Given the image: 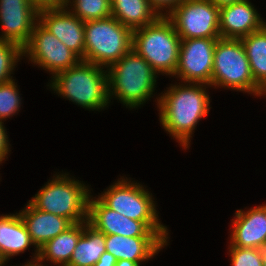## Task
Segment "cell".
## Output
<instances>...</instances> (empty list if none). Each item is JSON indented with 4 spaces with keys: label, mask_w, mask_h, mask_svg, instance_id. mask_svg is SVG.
Instances as JSON below:
<instances>
[{
    "label": "cell",
    "mask_w": 266,
    "mask_h": 266,
    "mask_svg": "<svg viewBox=\"0 0 266 266\" xmlns=\"http://www.w3.org/2000/svg\"><path fill=\"white\" fill-rule=\"evenodd\" d=\"M6 127L4 123L0 121V164H2L6 159H8V154L10 153V141L7 135Z\"/></svg>",
    "instance_id": "cell-29"
},
{
    "label": "cell",
    "mask_w": 266,
    "mask_h": 266,
    "mask_svg": "<svg viewBox=\"0 0 266 266\" xmlns=\"http://www.w3.org/2000/svg\"><path fill=\"white\" fill-rule=\"evenodd\" d=\"M38 22L84 61V21L66 6L41 9Z\"/></svg>",
    "instance_id": "cell-14"
},
{
    "label": "cell",
    "mask_w": 266,
    "mask_h": 266,
    "mask_svg": "<svg viewBox=\"0 0 266 266\" xmlns=\"http://www.w3.org/2000/svg\"><path fill=\"white\" fill-rule=\"evenodd\" d=\"M15 79L0 84V121L15 116L21 109V95Z\"/></svg>",
    "instance_id": "cell-26"
},
{
    "label": "cell",
    "mask_w": 266,
    "mask_h": 266,
    "mask_svg": "<svg viewBox=\"0 0 266 266\" xmlns=\"http://www.w3.org/2000/svg\"><path fill=\"white\" fill-rule=\"evenodd\" d=\"M217 39L219 38L181 39L178 65L173 77L181 82L210 85Z\"/></svg>",
    "instance_id": "cell-11"
},
{
    "label": "cell",
    "mask_w": 266,
    "mask_h": 266,
    "mask_svg": "<svg viewBox=\"0 0 266 266\" xmlns=\"http://www.w3.org/2000/svg\"><path fill=\"white\" fill-rule=\"evenodd\" d=\"M34 246L32 260L38 259L39 249L32 242L30 234L18 212L0 215V256L7 264L14 256Z\"/></svg>",
    "instance_id": "cell-19"
},
{
    "label": "cell",
    "mask_w": 266,
    "mask_h": 266,
    "mask_svg": "<svg viewBox=\"0 0 266 266\" xmlns=\"http://www.w3.org/2000/svg\"><path fill=\"white\" fill-rule=\"evenodd\" d=\"M23 56L28 63L49 72L56 73L69 69L82 59L58 38L44 28L39 22L35 24L27 44L22 48Z\"/></svg>",
    "instance_id": "cell-9"
},
{
    "label": "cell",
    "mask_w": 266,
    "mask_h": 266,
    "mask_svg": "<svg viewBox=\"0 0 266 266\" xmlns=\"http://www.w3.org/2000/svg\"><path fill=\"white\" fill-rule=\"evenodd\" d=\"M255 83L266 93V24L241 38Z\"/></svg>",
    "instance_id": "cell-23"
},
{
    "label": "cell",
    "mask_w": 266,
    "mask_h": 266,
    "mask_svg": "<svg viewBox=\"0 0 266 266\" xmlns=\"http://www.w3.org/2000/svg\"><path fill=\"white\" fill-rule=\"evenodd\" d=\"M90 195L89 185L62 171L56 172L29 202L42 212L65 217L76 224L87 221Z\"/></svg>",
    "instance_id": "cell-4"
},
{
    "label": "cell",
    "mask_w": 266,
    "mask_h": 266,
    "mask_svg": "<svg viewBox=\"0 0 266 266\" xmlns=\"http://www.w3.org/2000/svg\"><path fill=\"white\" fill-rule=\"evenodd\" d=\"M21 266H45V265L39 259H35V260H29L27 261V263L25 262ZM46 266H48V264Z\"/></svg>",
    "instance_id": "cell-34"
},
{
    "label": "cell",
    "mask_w": 266,
    "mask_h": 266,
    "mask_svg": "<svg viewBox=\"0 0 266 266\" xmlns=\"http://www.w3.org/2000/svg\"><path fill=\"white\" fill-rule=\"evenodd\" d=\"M231 266H263L262 249L228 245Z\"/></svg>",
    "instance_id": "cell-27"
},
{
    "label": "cell",
    "mask_w": 266,
    "mask_h": 266,
    "mask_svg": "<svg viewBox=\"0 0 266 266\" xmlns=\"http://www.w3.org/2000/svg\"><path fill=\"white\" fill-rule=\"evenodd\" d=\"M210 86L214 89L245 92L256 97L266 95L254 81L241 39H217Z\"/></svg>",
    "instance_id": "cell-6"
},
{
    "label": "cell",
    "mask_w": 266,
    "mask_h": 266,
    "mask_svg": "<svg viewBox=\"0 0 266 266\" xmlns=\"http://www.w3.org/2000/svg\"><path fill=\"white\" fill-rule=\"evenodd\" d=\"M160 16H167L184 0H149Z\"/></svg>",
    "instance_id": "cell-28"
},
{
    "label": "cell",
    "mask_w": 266,
    "mask_h": 266,
    "mask_svg": "<svg viewBox=\"0 0 266 266\" xmlns=\"http://www.w3.org/2000/svg\"><path fill=\"white\" fill-rule=\"evenodd\" d=\"M263 266H266V247L262 249Z\"/></svg>",
    "instance_id": "cell-35"
},
{
    "label": "cell",
    "mask_w": 266,
    "mask_h": 266,
    "mask_svg": "<svg viewBox=\"0 0 266 266\" xmlns=\"http://www.w3.org/2000/svg\"><path fill=\"white\" fill-rule=\"evenodd\" d=\"M105 251V234L83 221V233L66 266H94Z\"/></svg>",
    "instance_id": "cell-22"
},
{
    "label": "cell",
    "mask_w": 266,
    "mask_h": 266,
    "mask_svg": "<svg viewBox=\"0 0 266 266\" xmlns=\"http://www.w3.org/2000/svg\"><path fill=\"white\" fill-rule=\"evenodd\" d=\"M105 69L81 60L75 66L56 73L47 86L58 96L88 111H100L110 104Z\"/></svg>",
    "instance_id": "cell-3"
},
{
    "label": "cell",
    "mask_w": 266,
    "mask_h": 266,
    "mask_svg": "<svg viewBox=\"0 0 266 266\" xmlns=\"http://www.w3.org/2000/svg\"><path fill=\"white\" fill-rule=\"evenodd\" d=\"M181 38L172 21L160 16L156 21L133 31L132 48L158 74L173 77L176 72Z\"/></svg>",
    "instance_id": "cell-5"
},
{
    "label": "cell",
    "mask_w": 266,
    "mask_h": 266,
    "mask_svg": "<svg viewBox=\"0 0 266 266\" xmlns=\"http://www.w3.org/2000/svg\"><path fill=\"white\" fill-rule=\"evenodd\" d=\"M117 259L111 253L105 251L94 266H115Z\"/></svg>",
    "instance_id": "cell-31"
},
{
    "label": "cell",
    "mask_w": 266,
    "mask_h": 266,
    "mask_svg": "<svg viewBox=\"0 0 266 266\" xmlns=\"http://www.w3.org/2000/svg\"><path fill=\"white\" fill-rule=\"evenodd\" d=\"M115 266H139V265L134 261L123 259V260H117Z\"/></svg>",
    "instance_id": "cell-33"
},
{
    "label": "cell",
    "mask_w": 266,
    "mask_h": 266,
    "mask_svg": "<svg viewBox=\"0 0 266 266\" xmlns=\"http://www.w3.org/2000/svg\"><path fill=\"white\" fill-rule=\"evenodd\" d=\"M230 230V245L241 248L266 247V204L235 212Z\"/></svg>",
    "instance_id": "cell-15"
},
{
    "label": "cell",
    "mask_w": 266,
    "mask_h": 266,
    "mask_svg": "<svg viewBox=\"0 0 266 266\" xmlns=\"http://www.w3.org/2000/svg\"><path fill=\"white\" fill-rule=\"evenodd\" d=\"M66 7L84 22L111 16V0H67Z\"/></svg>",
    "instance_id": "cell-24"
},
{
    "label": "cell",
    "mask_w": 266,
    "mask_h": 266,
    "mask_svg": "<svg viewBox=\"0 0 266 266\" xmlns=\"http://www.w3.org/2000/svg\"><path fill=\"white\" fill-rule=\"evenodd\" d=\"M38 10L65 7L67 0H29Z\"/></svg>",
    "instance_id": "cell-30"
},
{
    "label": "cell",
    "mask_w": 266,
    "mask_h": 266,
    "mask_svg": "<svg viewBox=\"0 0 266 266\" xmlns=\"http://www.w3.org/2000/svg\"><path fill=\"white\" fill-rule=\"evenodd\" d=\"M97 197L110 209L132 220L143 221L152 231H169L161 224L152 193L131 178L121 176Z\"/></svg>",
    "instance_id": "cell-8"
},
{
    "label": "cell",
    "mask_w": 266,
    "mask_h": 266,
    "mask_svg": "<svg viewBox=\"0 0 266 266\" xmlns=\"http://www.w3.org/2000/svg\"><path fill=\"white\" fill-rule=\"evenodd\" d=\"M106 70L110 103L115 98L132 110L153 98L158 74L133 48Z\"/></svg>",
    "instance_id": "cell-2"
},
{
    "label": "cell",
    "mask_w": 266,
    "mask_h": 266,
    "mask_svg": "<svg viewBox=\"0 0 266 266\" xmlns=\"http://www.w3.org/2000/svg\"><path fill=\"white\" fill-rule=\"evenodd\" d=\"M250 0H242L219 9V32L222 38L241 39L260 30L266 22Z\"/></svg>",
    "instance_id": "cell-16"
},
{
    "label": "cell",
    "mask_w": 266,
    "mask_h": 266,
    "mask_svg": "<svg viewBox=\"0 0 266 266\" xmlns=\"http://www.w3.org/2000/svg\"><path fill=\"white\" fill-rule=\"evenodd\" d=\"M83 233V222L73 224L66 231L47 241L39 248L38 259L56 266H66Z\"/></svg>",
    "instance_id": "cell-20"
},
{
    "label": "cell",
    "mask_w": 266,
    "mask_h": 266,
    "mask_svg": "<svg viewBox=\"0 0 266 266\" xmlns=\"http://www.w3.org/2000/svg\"><path fill=\"white\" fill-rule=\"evenodd\" d=\"M219 9L210 0H184L167 17L181 39L220 38Z\"/></svg>",
    "instance_id": "cell-10"
},
{
    "label": "cell",
    "mask_w": 266,
    "mask_h": 266,
    "mask_svg": "<svg viewBox=\"0 0 266 266\" xmlns=\"http://www.w3.org/2000/svg\"><path fill=\"white\" fill-rule=\"evenodd\" d=\"M204 83L177 82L170 84L155 99L163 129L183 149H189L197 124L209 114L210 98Z\"/></svg>",
    "instance_id": "cell-1"
},
{
    "label": "cell",
    "mask_w": 266,
    "mask_h": 266,
    "mask_svg": "<svg viewBox=\"0 0 266 266\" xmlns=\"http://www.w3.org/2000/svg\"><path fill=\"white\" fill-rule=\"evenodd\" d=\"M87 222L105 235L125 237H169V231H152L143 221L132 220L107 207L98 197L90 195Z\"/></svg>",
    "instance_id": "cell-12"
},
{
    "label": "cell",
    "mask_w": 266,
    "mask_h": 266,
    "mask_svg": "<svg viewBox=\"0 0 266 266\" xmlns=\"http://www.w3.org/2000/svg\"><path fill=\"white\" fill-rule=\"evenodd\" d=\"M170 237H125L117 234L105 235L106 251L117 260H131L142 266V262L155 257L169 245Z\"/></svg>",
    "instance_id": "cell-17"
},
{
    "label": "cell",
    "mask_w": 266,
    "mask_h": 266,
    "mask_svg": "<svg viewBox=\"0 0 266 266\" xmlns=\"http://www.w3.org/2000/svg\"><path fill=\"white\" fill-rule=\"evenodd\" d=\"M38 12L29 0H0V39L23 48L38 22Z\"/></svg>",
    "instance_id": "cell-13"
},
{
    "label": "cell",
    "mask_w": 266,
    "mask_h": 266,
    "mask_svg": "<svg viewBox=\"0 0 266 266\" xmlns=\"http://www.w3.org/2000/svg\"><path fill=\"white\" fill-rule=\"evenodd\" d=\"M111 16L132 31L160 17L149 0H111Z\"/></svg>",
    "instance_id": "cell-21"
},
{
    "label": "cell",
    "mask_w": 266,
    "mask_h": 266,
    "mask_svg": "<svg viewBox=\"0 0 266 266\" xmlns=\"http://www.w3.org/2000/svg\"><path fill=\"white\" fill-rule=\"evenodd\" d=\"M19 214L30 234L32 242L39 249L47 241L66 231L73 223L52 213L36 209L29 201Z\"/></svg>",
    "instance_id": "cell-18"
},
{
    "label": "cell",
    "mask_w": 266,
    "mask_h": 266,
    "mask_svg": "<svg viewBox=\"0 0 266 266\" xmlns=\"http://www.w3.org/2000/svg\"><path fill=\"white\" fill-rule=\"evenodd\" d=\"M84 61L108 68L132 49L133 31L113 16L86 21Z\"/></svg>",
    "instance_id": "cell-7"
},
{
    "label": "cell",
    "mask_w": 266,
    "mask_h": 266,
    "mask_svg": "<svg viewBox=\"0 0 266 266\" xmlns=\"http://www.w3.org/2000/svg\"><path fill=\"white\" fill-rule=\"evenodd\" d=\"M22 48L10 41L0 39V84L11 81L14 70L22 60Z\"/></svg>",
    "instance_id": "cell-25"
},
{
    "label": "cell",
    "mask_w": 266,
    "mask_h": 266,
    "mask_svg": "<svg viewBox=\"0 0 266 266\" xmlns=\"http://www.w3.org/2000/svg\"><path fill=\"white\" fill-rule=\"evenodd\" d=\"M6 265V263L4 262V260L2 259V257L0 256V266H4Z\"/></svg>",
    "instance_id": "cell-36"
},
{
    "label": "cell",
    "mask_w": 266,
    "mask_h": 266,
    "mask_svg": "<svg viewBox=\"0 0 266 266\" xmlns=\"http://www.w3.org/2000/svg\"><path fill=\"white\" fill-rule=\"evenodd\" d=\"M210 1H212L217 7L220 8L222 6L233 4L242 0H210Z\"/></svg>",
    "instance_id": "cell-32"
}]
</instances>
